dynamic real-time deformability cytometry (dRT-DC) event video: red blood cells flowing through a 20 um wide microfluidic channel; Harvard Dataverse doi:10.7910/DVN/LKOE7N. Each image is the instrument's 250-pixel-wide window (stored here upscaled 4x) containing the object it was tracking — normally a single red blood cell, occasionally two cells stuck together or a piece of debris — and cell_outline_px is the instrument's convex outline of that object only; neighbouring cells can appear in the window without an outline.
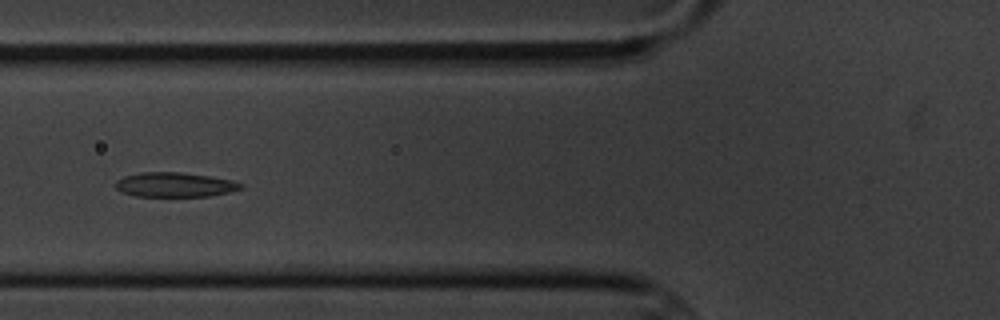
{"species": "common noctule bat (a hibernating species)", "species_latin": "Nyctalus noctula", "temperature_condition": "cold", "stored_images_in_passage": 9, "camera_frame_rate_fps": 3000, "um_per_image_px": 0.085, "animal": {"sex": "male", "body_mass_g": 20.1, "forearm_length_mm": 53.5}, "frame": {"image": 1, "passage_image": 7, "time_ms": 7.0, "image_size_px": [1000, 320], "cell_outline_px": [[244, 188], [228, 192], [208, 196], [132, 196], [120, 192], [116, 188], [116, 180], [124, 176], [140, 172], [184, 172], [208, 176], [228, 180], [244, 184]], "centroid_in_image_um": [14.8, 15.7], "position_along_channel_um": 111.0, "area_um2": 17.92}}
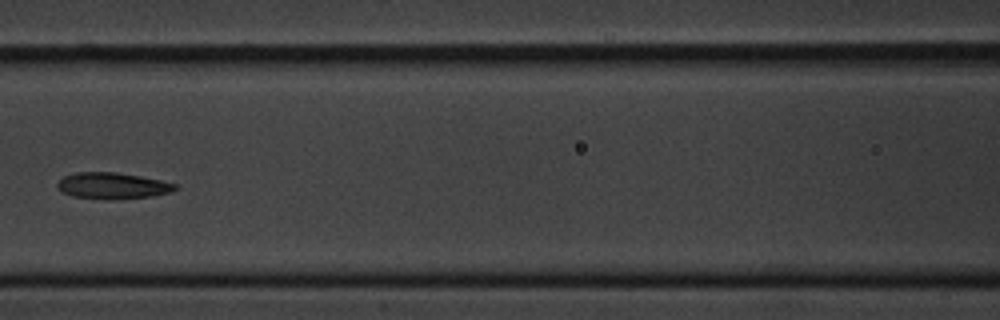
{"frame": {"image": 2, "passage_image": 8, "time_ms": 8.333, "image_size_px": [1000, 320], "cell_outline_px": [[180, 188], [172, 192], [152, 196], [112, 200], [104, 200], [72, 196], [56, 188], [56, 184], [64, 176], [76, 172], [116, 172], [140, 176], [160, 180], [176, 184]], "centroid_in_image_um": [9.58, 15.8], "position_along_channel_um": 157.0, "area_um2": 18.26}}
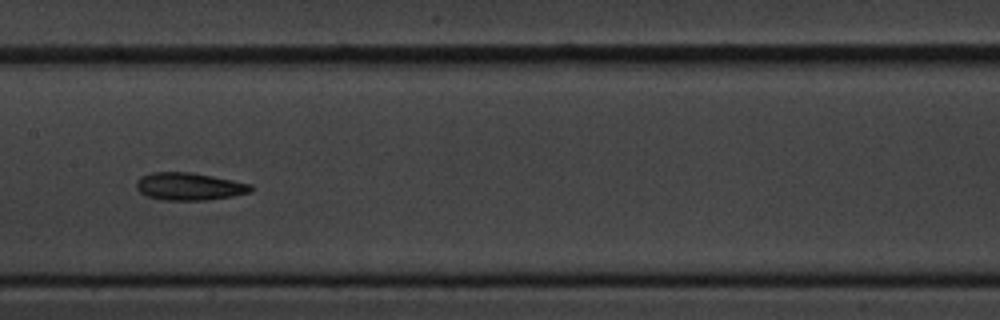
{"frame": {"image": 3, "passage_image": 9, "time_ms": 9.333, "image_size_px": [1000, 320], "cell_outline_px": [[252, 192], [232, 196], [204, 200], [160, 200], [148, 196], [140, 192], [136, 188], [136, 180], [140, 176], [152, 172], [192, 172], [252, 184]], "centroid_in_image_um": [16.06, 15.84], "position_along_channel_um": 191.3, "area_um2": 18.44}}